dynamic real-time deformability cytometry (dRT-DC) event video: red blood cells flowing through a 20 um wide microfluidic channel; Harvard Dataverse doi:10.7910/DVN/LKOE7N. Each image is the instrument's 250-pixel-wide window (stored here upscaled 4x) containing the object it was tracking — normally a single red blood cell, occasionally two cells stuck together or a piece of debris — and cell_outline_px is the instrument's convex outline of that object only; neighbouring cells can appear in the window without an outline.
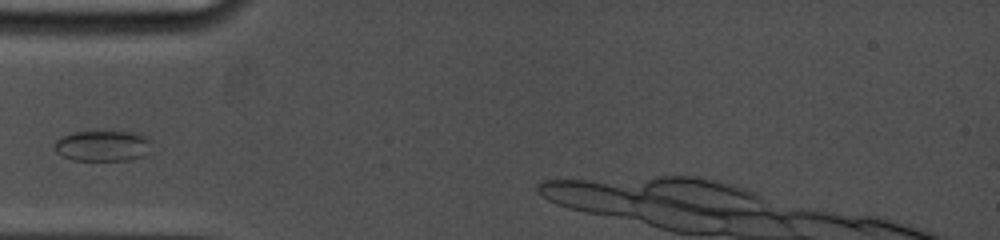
{"species": "common noctule bat (a hibernating species)", "species_latin": "Nyctalus noctula", "temperature_condition": "cold", "stored_images_in_passage": 32, "camera_frame_rate_fps": 5000, "um_per_image_px": 0.085, "animal": {"sex": "female", "body_mass_g": 19.0, "forearm_length_mm": 53.3}, "frame": {"image": 1, "passage_image": 5, "time_ms": 1.4, "image_size_px": [1000, 240], "cell_outline_px": [[148, 140], [140, 156], [128, 160], [72, 160], [56, 152], [52, 148], [56, 140], [60, 136], [72, 132], [108, 128], [140, 132], [148, 136]], "centroid_in_image_um": [8.62, 12.31], "position_along_channel_um": 76.4, "area_um2": 17.98}}
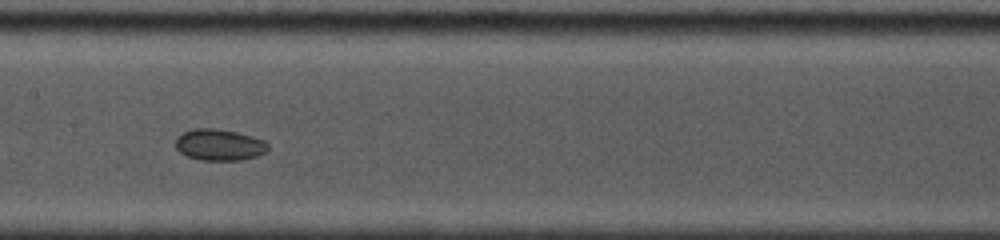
{"frame": {"image": 2, "passage_image": 10, "time_ms": 4.4, "image_size_px": [1000, 240], "cell_outline_px": [[268, 148], [264, 152], [256, 156], [240, 160], [200, 160], [188, 156], [180, 152], [176, 148], [176, 136], [192, 128], [216, 128], [236, 132], [264, 140], [268, 144]], "centroid_in_image_um": [18.61, 12.3], "position_along_channel_um": 188.8, "area_um2": 16.82}}
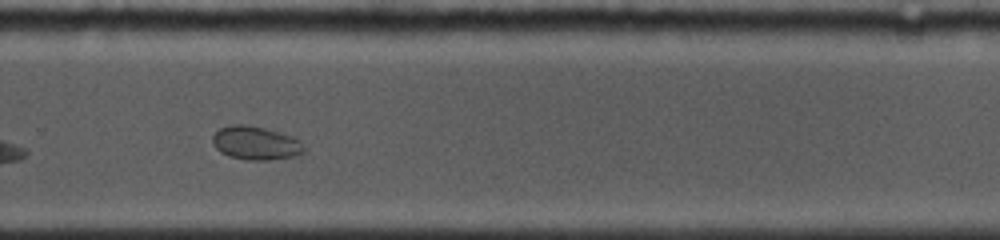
{"frame": {"image": 3, "passage_image": 19, "time_ms": 7.6, "image_size_px": [1000, 240], "cell_outline_px": [[304, 152], [300, 156], [268, 160], [248, 160], [228, 156], [220, 152], [212, 144], [212, 136], [220, 128], [232, 124], [244, 124], [264, 128], [280, 132], [292, 136], [300, 140], [304, 148]], "centroid_in_image_um": [21.74, 12.17], "position_along_channel_um": 308.1, "area_um2": 18.09}}